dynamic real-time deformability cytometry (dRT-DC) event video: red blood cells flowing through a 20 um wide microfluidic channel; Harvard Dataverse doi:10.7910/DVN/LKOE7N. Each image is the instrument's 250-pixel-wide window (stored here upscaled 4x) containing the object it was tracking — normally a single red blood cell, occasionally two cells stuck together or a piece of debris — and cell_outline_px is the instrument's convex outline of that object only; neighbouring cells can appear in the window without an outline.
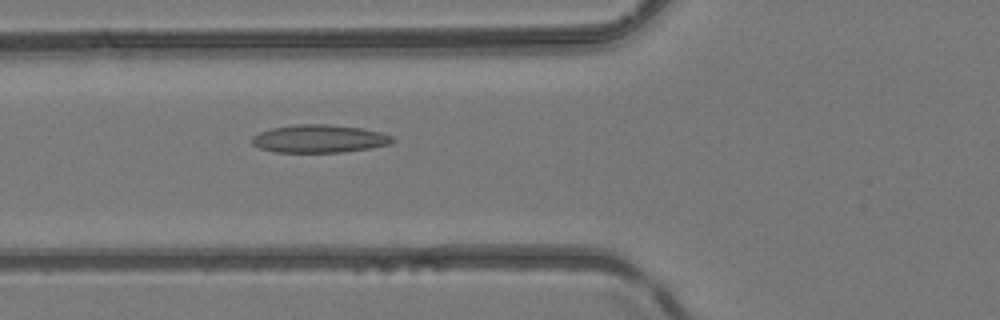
{"species": "common noctule bat (a hibernating species)", "species_latin": "Nyctalus noctula", "temperature_condition": "room temperature", "stored_images_in_passage": 50, "camera_frame_rate_fps": 3000, "um_per_image_px": 0.085, "animal": {"sex": "female", "body_mass_g": 24.6, "forearm_length_mm": 56.2}, "frame": {"image": 1, "passage_image": 19, "time_ms": 6.0, "image_size_px": [1000, 320], "cell_outline_px": [[396, 140], [392, 144], [372, 148], [340, 152], [272, 152], [260, 148], [252, 144], [252, 136], [260, 132], [272, 128], [296, 124], [328, 124], [360, 128], [380, 132], [392, 136]], "centroid_in_image_um": [27.15, 11.79], "position_along_channel_um": 98.6, "area_um2": 22.95}}
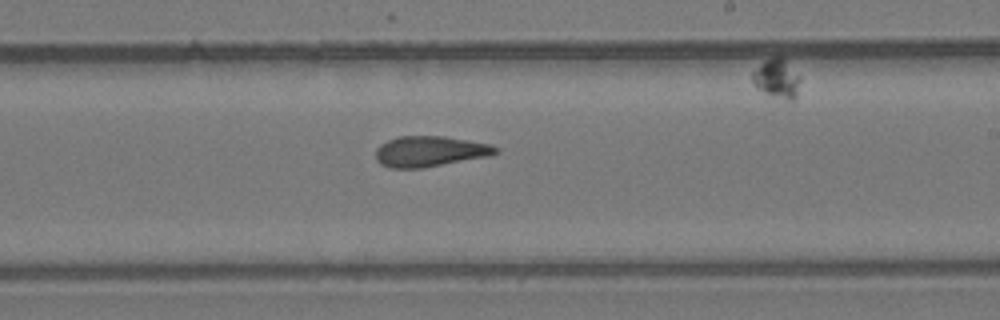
{"frame": {"image": 2, "passage_image": 30, "time_ms": 9.667, "image_size_px": [1000, 320], "cell_outline_px": [[500, 152], [488, 156], [424, 168], [388, 168], [380, 164], [376, 160], [376, 148], [380, 144], [388, 140], [400, 136], [444, 136], [488, 144], [500, 148]], "centroid_in_image_um": [36.51, 12.87], "position_along_channel_um": 252.5, "area_um2": 21.44}}
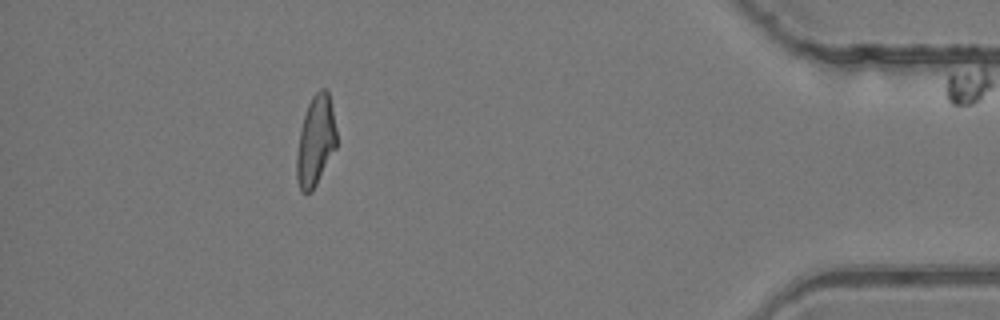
{"frame": {"image": 3, "passage_image": 45, "time_ms": 14.667, "image_size_px": [1000, 320], "cell_outline_px": [[336, 148], [312, 192], [300, 192], [296, 180], [296, 156], [300, 128], [308, 104], [312, 96], [320, 88], [324, 88], [328, 92], [332, 108], [336, 128]], "centroid_in_image_um": [26.81, 12.0], "position_along_channel_um": 408.4, "area_um2": 21.04}, "authors_computed_cell_mechanics": {"area_um2": 21.6172, "velocity_mm_per_s": 4.1858, "shape_relaxation_time_tau1_ms": null, "shape_relaxation_time_tau2_ms": 3.1105, "deformation_change_tau1": null, "deformation_change_tau2": 0.1073}}